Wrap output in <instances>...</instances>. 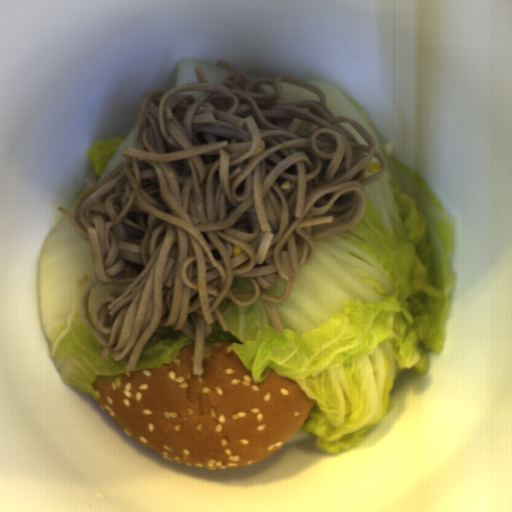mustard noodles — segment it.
<instances>
[{
    "label": "mustard noodles",
    "instance_id": "obj_1",
    "mask_svg": "<svg viewBox=\"0 0 512 512\" xmlns=\"http://www.w3.org/2000/svg\"><path fill=\"white\" fill-rule=\"evenodd\" d=\"M214 84L198 82L141 97L132 145L122 161L76 201L73 230L90 242L94 271L81 296L86 324L114 361L135 370L160 326L194 339L193 375L203 373L205 337L216 320L228 332L231 303L266 305L275 331L285 332L274 305L299 285L316 244L354 232L365 214V187L384 176V155L354 119L334 116L313 83L294 76L253 79L228 61ZM297 84L321 102L283 99L280 82ZM274 86L268 94L260 84ZM340 123L358 130V144ZM379 163V172L364 165ZM244 251L235 257L233 247ZM234 276L254 291L232 292ZM284 278L281 297L269 285ZM120 285L89 319L94 285ZM223 312L218 305L223 299Z\"/></svg>",
    "mask_w": 512,
    "mask_h": 512
}]
</instances>
